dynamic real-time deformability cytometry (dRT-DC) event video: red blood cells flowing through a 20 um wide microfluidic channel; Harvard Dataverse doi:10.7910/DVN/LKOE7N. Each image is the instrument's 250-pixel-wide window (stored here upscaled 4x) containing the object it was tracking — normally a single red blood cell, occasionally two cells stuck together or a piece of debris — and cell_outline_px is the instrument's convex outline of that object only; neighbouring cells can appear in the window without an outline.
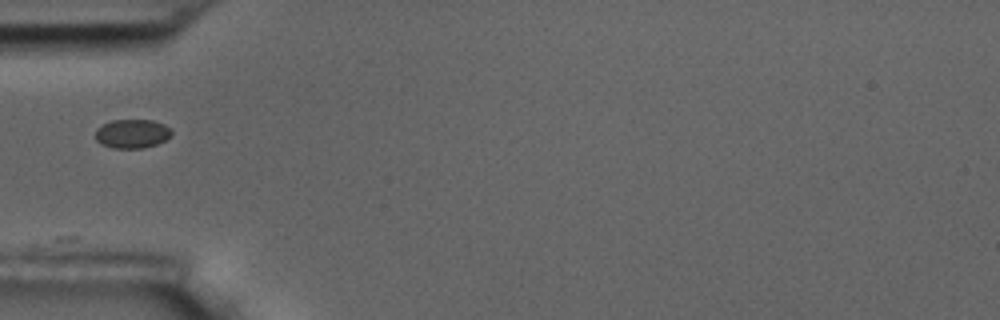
{"species": "common noctule bat (a hibernating species)", "species_latin": "Nyctalus noctula", "temperature_condition": "room temperature", "stored_images_in_passage": 39, "camera_frame_rate_fps": 3000, "um_per_image_px": 0.085, "animal": {"sex": "male", "body_mass_g": 17.5, "forearm_length_mm": 52.3}, "frame": {"image": 1, "passage_image": 1, "time_ms": 0.0, "image_size_px": [1000, 320], "cell_outline_px": [[172, 132], [164, 140], [156, 144], [144, 148], [112, 148], [100, 144], [96, 140], [96, 128], [100, 124], [112, 120], [152, 120], [164, 124]], "centroid_in_image_um": [11.17, 11.36], "position_along_channel_um": 73.8, "area_um2": 12.83}}
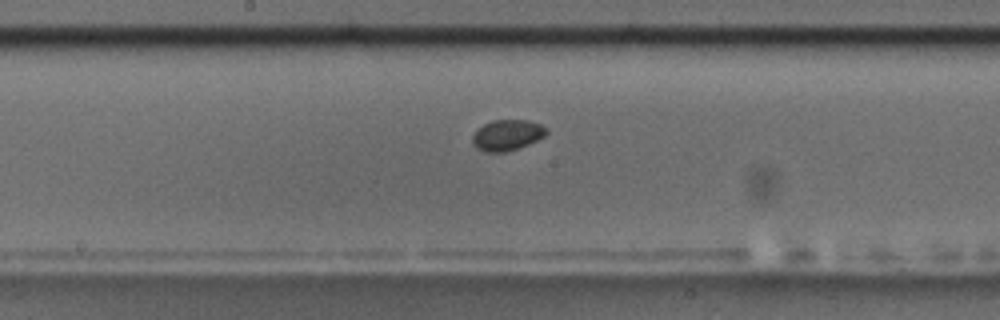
{"frame": {"image": 2, "passage_image": 12, "time_ms": 3.667, "image_size_px": [1000, 320], "cell_outline_px": [[548, 132], [544, 136], [528, 144], [504, 152], [484, 152], [476, 148], [472, 144], [472, 136], [476, 128], [492, 120], [528, 120], [540, 124], [548, 128]], "centroid_in_image_um": [43.07, 11.47], "position_along_channel_um": 205.1, "area_um2": 13.35}}
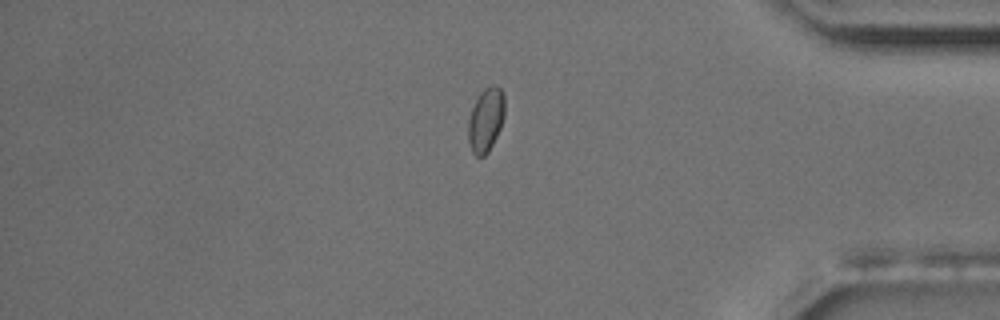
{"frame": {"image": 3, "passage_image": 30, "time_ms": 9.667, "image_size_px": [1000, 320], "cell_outline_px": [[504, 116], [500, 128], [488, 152], [484, 156], [476, 156], [472, 152], [468, 140], [468, 120], [472, 108], [480, 92], [484, 88], [492, 84], [496, 84], [504, 92]], "centroid_in_image_um": [41.29, 10.15], "position_along_channel_um": 393.9, "area_um2": 13.64}}